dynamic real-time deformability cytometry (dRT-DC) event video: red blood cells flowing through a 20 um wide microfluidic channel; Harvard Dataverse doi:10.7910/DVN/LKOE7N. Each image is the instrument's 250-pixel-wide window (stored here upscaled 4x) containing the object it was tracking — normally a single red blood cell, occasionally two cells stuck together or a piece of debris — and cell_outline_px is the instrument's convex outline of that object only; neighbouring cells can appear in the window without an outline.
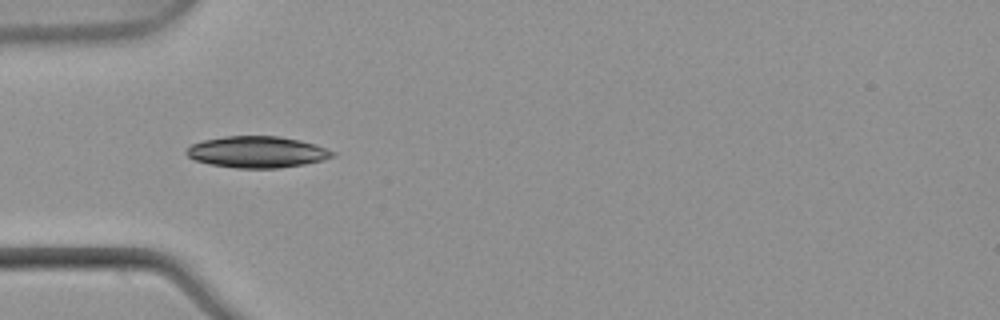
{"species": "common noctule bat (a hibernating species)", "species_latin": "Nyctalus noctula", "temperature_condition": "warm", "stored_images_in_passage": 6, "camera_frame_rate_fps": 3000, "um_per_image_px": 0.085, "animal": {"sex": "male", "body_mass_g": 21.5, "forearm_length_mm": 52.0}, "frame": {"image": 1, "passage_image": 5, "time_ms": 1.333, "image_size_px": [1000, 320], "cell_outline_px": [[336, 156], [324, 160], [304, 164], [280, 168], [236, 168], [208, 164], [196, 160], [188, 156], [184, 152], [192, 144], [204, 140], [224, 136], [280, 136], [300, 140], [316, 144], [336, 152]], "centroid_in_image_um": [21.89, 12.92], "position_along_channel_um": 63.1, "area_um2": 26.93}}
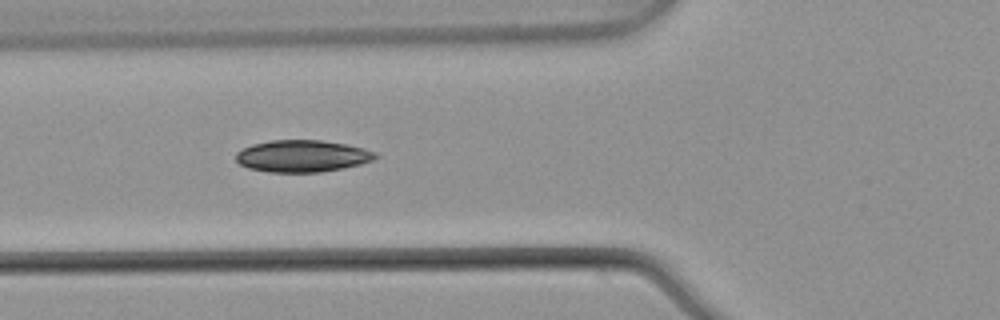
{"frame": {"image": 2, "passage_image": 6, "time_ms": 1.667, "image_size_px": [1000, 320], "cell_outline_px": [[380, 156], [372, 160], [360, 164], [320, 172], [268, 172], [248, 168], [240, 164], [236, 160], [236, 152], [252, 144], [272, 140], [320, 140], [344, 144], [364, 148], [376, 152]], "centroid_in_image_um": [25.68, 13.26], "position_along_channel_um": 100.1, "area_um2": 25.84}}